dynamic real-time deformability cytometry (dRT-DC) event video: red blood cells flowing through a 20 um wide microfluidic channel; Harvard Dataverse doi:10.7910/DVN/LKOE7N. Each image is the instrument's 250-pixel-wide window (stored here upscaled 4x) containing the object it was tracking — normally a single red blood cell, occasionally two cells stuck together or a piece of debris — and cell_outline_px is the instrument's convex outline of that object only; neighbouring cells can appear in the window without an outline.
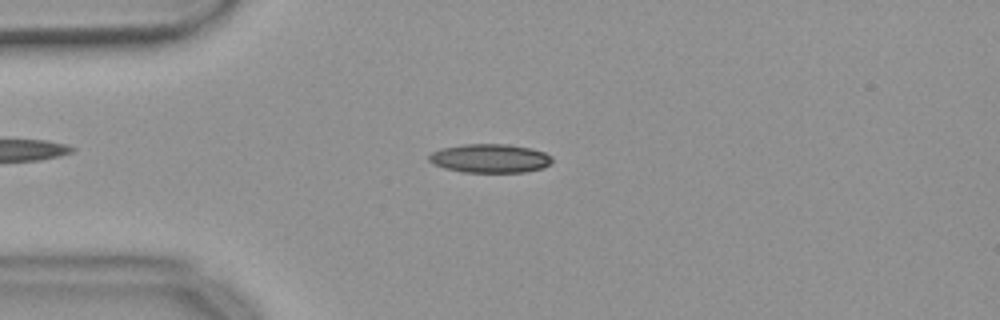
{"species": "common noctule bat (a hibernating species)", "species_latin": "Nyctalus noctula", "temperature_condition": "warm", "stored_images_in_passage": 54, "camera_frame_rate_fps": 3000, "um_per_image_px": 0.085, "animal": {"sex": "female", "body_mass_g": 18.4}, "frame": {"image": 1, "passage_image": 13, "time_ms": 4.0, "image_size_px": [1000, 320], "cell_outline_px": [[552, 164], [544, 168], [524, 172], [460, 172], [444, 168], [432, 164], [428, 160], [428, 156], [432, 152], [440, 148], [464, 144], [508, 144], [532, 148], [544, 152], [552, 156]], "centroid_in_image_um": [41.65, 13.46], "position_along_channel_um": 43.3, "area_um2": 20.98}}
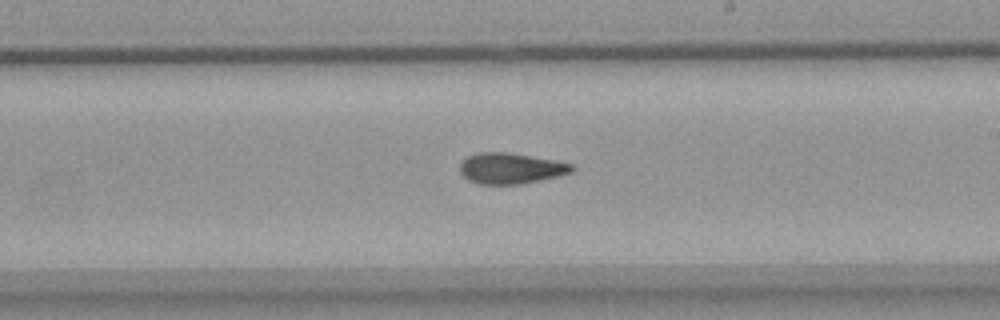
{"frame": {"image": 2, "passage_image": 31, "time_ms": 10.0, "image_size_px": [1000, 320], "cell_outline_px": [[576, 168], [572, 172], [556, 176], [520, 184], [480, 184], [468, 180], [460, 172], [460, 164], [468, 156], [480, 152], [508, 152], [556, 160], [572, 164]], "centroid_in_image_um": [43.42, 14.3], "position_along_channel_um": 245.6, "area_um2": 20.0}}
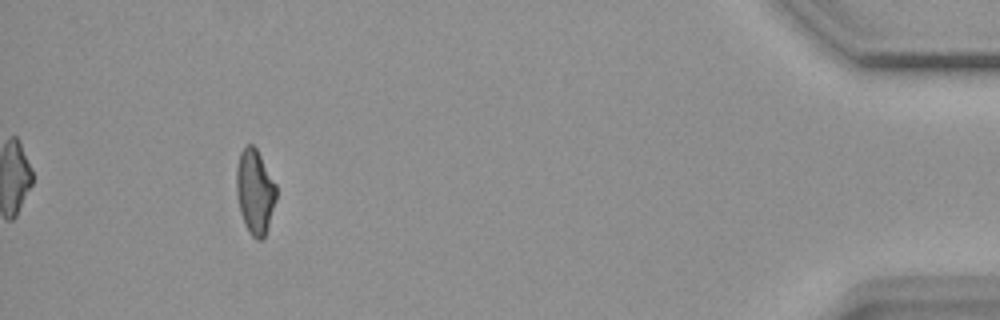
{"frame": {"image": 3, "passage_image": 50, "time_ms": 16.333, "image_size_px": [1000, 320], "cell_outline_px": [[276, 200], [264, 236], [260, 240], [256, 240], [248, 232], [244, 224], [240, 212], [236, 192], [236, 168], [240, 152], [244, 144], [252, 144], [256, 148], [276, 184]], "centroid_in_image_um": [21.64, 16.27], "position_along_channel_um": 413.6, "area_um2": 19.65}, "authors_computed_cell_mechanics": {"area_um2": 19.9988, "velocity_mm_per_s": 3.692, "shape_relaxation_time_tau1_ms": null, "shape_relaxation_time_tau2_ms": 4.6551, "deformation_change_tau1": null, "deformation_change_tau2": 0.1251}}